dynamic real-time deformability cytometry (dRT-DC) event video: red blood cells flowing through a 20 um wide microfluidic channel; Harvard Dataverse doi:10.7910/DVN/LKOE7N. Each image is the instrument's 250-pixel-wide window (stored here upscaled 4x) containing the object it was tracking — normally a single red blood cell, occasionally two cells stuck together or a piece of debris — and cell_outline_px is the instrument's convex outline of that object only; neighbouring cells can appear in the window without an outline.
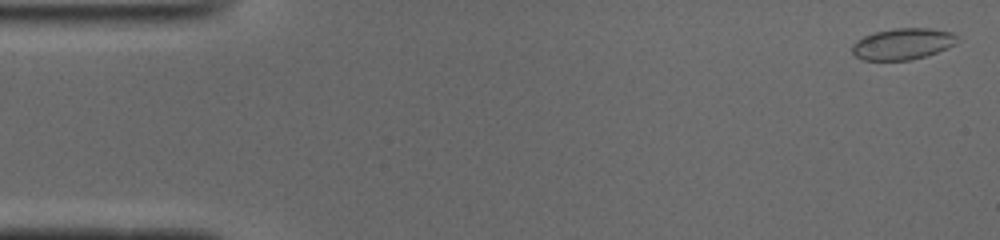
{"species": "common noctule bat (a hibernating species)", "species_latin": "Nyctalus noctula", "temperature_condition": "cold", "stored_images_in_passage": 52, "camera_frame_rate_fps": 3000, "um_per_image_px": 0.085, "animal": {"sex": "male", "body_mass_g": 19.0, "forearm_length_mm": 50.8}, "frame": {"image": 1, "passage_image": 2, "time_ms": 0.333, "image_size_px": [1000, 240], "cell_outline_px": [[960, 40], [956, 44], [948, 48], [912, 60], [864, 60], [856, 56], [852, 52], [852, 44], [856, 40], [864, 36], [876, 32], [892, 28], [928, 28], [952, 32]], "centroid_in_image_um": [76.74, 3.73], "position_along_channel_um": 8.3, "area_um2": 19.25}}
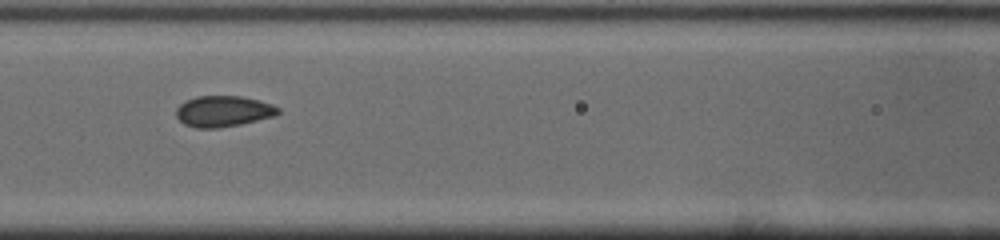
{"frame": {"image": 2, "passage_image": 22, "time_ms": 7.0, "image_size_px": [1000, 240], "cell_outline_px": [[280, 112], [272, 116], [240, 124], [216, 128], [196, 128], [184, 124], [176, 116], [176, 108], [184, 100], [196, 96], [240, 96], [260, 100], [272, 104], [280, 108]], "centroid_in_image_um": [18.95, 9.44], "position_along_channel_um": 147.7, "area_um2": 18.38}}
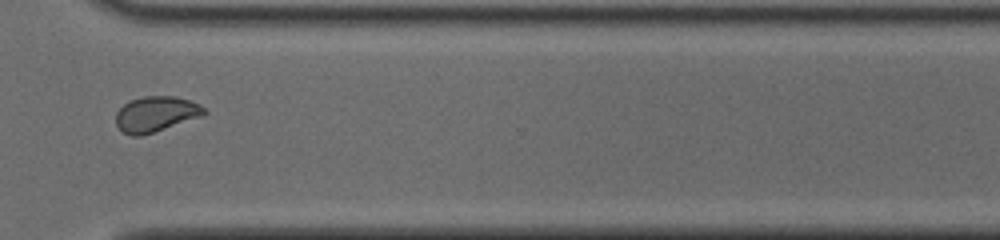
{"frame": {"image": 3, "passage_image": 38, "time_ms": 12.333, "image_size_px": [1000, 240], "cell_outline_px": [[208, 112], [204, 116], [140, 136], [132, 136], [124, 132], [116, 124], [116, 112], [128, 100], [144, 96], [176, 96], [192, 100], [200, 104]], "centroid_in_image_um": [13.29, 9.67], "position_along_channel_um": 357.3, "area_um2": 18.38}}